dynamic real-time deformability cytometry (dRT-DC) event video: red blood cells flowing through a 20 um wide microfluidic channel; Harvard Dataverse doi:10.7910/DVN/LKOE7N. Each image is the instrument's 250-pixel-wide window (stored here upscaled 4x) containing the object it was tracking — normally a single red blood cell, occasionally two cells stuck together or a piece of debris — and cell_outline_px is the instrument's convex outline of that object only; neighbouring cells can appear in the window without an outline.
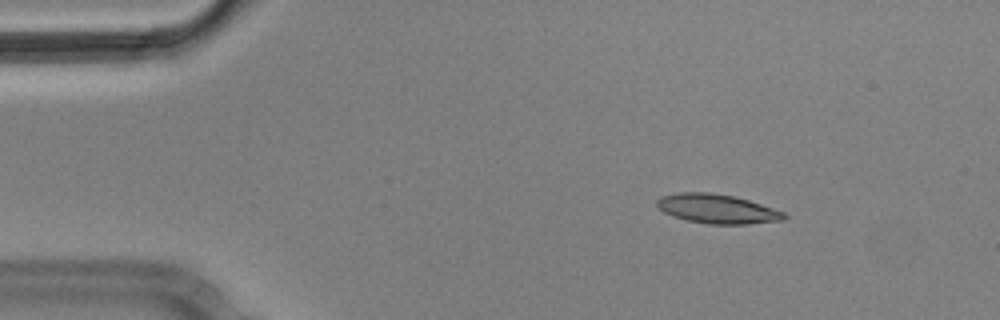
{"species": "Egyptian fruit bat (a non-hibernating species)", "species_latin": "Rousettus aegyptiacus", "temperature_condition": "cold", "stored_images_in_passage": 3, "camera_frame_rate_fps": 3000, "um_per_image_px": 0.085, "animal": {"sex": "male"}, "frame": {"image": 1, "passage_image": 1, "time_ms": 0.0, "image_size_px": [1000, 320], "cell_outline_px": [[788, 216], [784, 220], [748, 224], [708, 224], [688, 220], [672, 216], [664, 212], [656, 204], [656, 200], [660, 196], [680, 192], [708, 192], [736, 196], [784, 212]], "centroid_in_image_um": [60.95, 17.75], "position_along_channel_um": 24.0, "area_um2": 21.68}}